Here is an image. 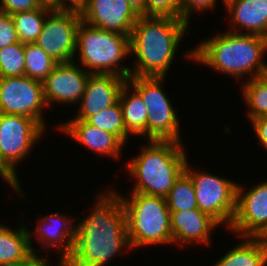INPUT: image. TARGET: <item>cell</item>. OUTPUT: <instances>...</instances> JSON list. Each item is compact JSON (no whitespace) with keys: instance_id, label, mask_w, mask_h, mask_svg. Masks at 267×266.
Returning <instances> with one entry per match:
<instances>
[{"instance_id":"74e56055","label":"cell","mask_w":267,"mask_h":266,"mask_svg":"<svg viewBox=\"0 0 267 266\" xmlns=\"http://www.w3.org/2000/svg\"><path fill=\"white\" fill-rule=\"evenodd\" d=\"M41 7L48 8L50 10H58L57 0H37Z\"/></svg>"},{"instance_id":"5b68a950","label":"cell","mask_w":267,"mask_h":266,"mask_svg":"<svg viewBox=\"0 0 267 266\" xmlns=\"http://www.w3.org/2000/svg\"><path fill=\"white\" fill-rule=\"evenodd\" d=\"M128 55L130 36L80 22L76 34L75 59L79 56L78 65H82L84 70L91 74H114L128 79L131 69L123 67Z\"/></svg>"},{"instance_id":"f1b7e54d","label":"cell","mask_w":267,"mask_h":266,"mask_svg":"<svg viewBox=\"0 0 267 266\" xmlns=\"http://www.w3.org/2000/svg\"><path fill=\"white\" fill-rule=\"evenodd\" d=\"M145 16L182 19V0H145Z\"/></svg>"},{"instance_id":"f546056e","label":"cell","mask_w":267,"mask_h":266,"mask_svg":"<svg viewBox=\"0 0 267 266\" xmlns=\"http://www.w3.org/2000/svg\"><path fill=\"white\" fill-rule=\"evenodd\" d=\"M19 42L11 14L0 11V49Z\"/></svg>"},{"instance_id":"8992f818","label":"cell","mask_w":267,"mask_h":266,"mask_svg":"<svg viewBox=\"0 0 267 266\" xmlns=\"http://www.w3.org/2000/svg\"><path fill=\"white\" fill-rule=\"evenodd\" d=\"M121 202L126 213L127 233L131 249L173 244L170 211L166 198L131 193Z\"/></svg>"},{"instance_id":"484cf974","label":"cell","mask_w":267,"mask_h":266,"mask_svg":"<svg viewBox=\"0 0 267 266\" xmlns=\"http://www.w3.org/2000/svg\"><path fill=\"white\" fill-rule=\"evenodd\" d=\"M166 202L170 212L198 209L192 179L185 171L170 189Z\"/></svg>"},{"instance_id":"30bf717a","label":"cell","mask_w":267,"mask_h":266,"mask_svg":"<svg viewBox=\"0 0 267 266\" xmlns=\"http://www.w3.org/2000/svg\"><path fill=\"white\" fill-rule=\"evenodd\" d=\"M48 108L43 83L30 77H0V113L23 115L36 120L45 130Z\"/></svg>"},{"instance_id":"ba28073f","label":"cell","mask_w":267,"mask_h":266,"mask_svg":"<svg viewBox=\"0 0 267 266\" xmlns=\"http://www.w3.org/2000/svg\"><path fill=\"white\" fill-rule=\"evenodd\" d=\"M189 165L190 162L187 161L185 172L192 179L198 209L229 229L236 209L238 182L213 173L194 170Z\"/></svg>"},{"instance_id":"d6a6232c","label":"cell","mask_w":267,"mask_h":266,"mask_svg":"<svg viewBox=\"0 0 267 266\" xmlns=\"http://www.w3.org/2000/svg\"><path fill=\"white\" fill-rule=\"evenodd\" d=\"M0 177L3 179L8 186L13 190V192H17V195L20 196V198H26L24 196L25 193H23V190L21 188V182L19 181V178L2 162L1 156H0Z\"/></svg>"},{"instance_id":"d6986e66","label":"cell","mask_w":267,"mask_h":266,"mask_svg":"<svg viewBox=\"0 0 267 266\" xmlns=\"http://www.w3.org/2000/svg\"><path fill=\"white\" fill-rule=\"evenodd\" d=\"M222 2L230 19L231 28L227 30L234 33L245 31V34L267 38V0H222Z\"/></svg>"},{"instance_id":"8fae6325","label":"cell","mask_w":267,"mask_h":266,"mask_svg":"<svg viewBox=\"0 0 267 266\" xmlns=\"http://www.w3.org/2000/svg\"><path fill=\"white\" fill-rule=\"evenodd\" d=\"M81 21L80 11L51 10L35 44L58 63L74 61L77 28Z\"/></svg>"},{"instance_id":"4316f807","label":"cell","mask_w":267,"mask_h":266,"mask_svg":"<svg viewBox=\"0 0 267 266\" xmlns=\"http://www.w3.org/2000/svg\"><path fill=\"white\" fill-rule=\"evenodd\" d=\"M89 124L116 135L125 145L131 135L126 131L119 101L86 120Z\"/></svg>"},{"instance_id":"7a4b0ae2","label":"cell","mask_w":267,"mask_h":266,"mask_svg":"<svg viewBox=\"0 0 267 266\" xmlns=\"http://www.w3.org/2000/svg\"><path fill=\"white\" fill-rule=\"evenodd\" d=\"M201 41L184 57L232 76L237 81L242 78L244 82L245 75L252 79L267 74V63L263 57L267 54V38L226 30Z\"/></svg>"},{"instance_id":"44dd1931","label":"cell","mask_w":267,"mask_h":266,"mask_svg":"<svg viewBox=\"0 0 267 266\" xmlns=\"http://www.w3.org/2000/svg\"><path fill=\"white\" fill-rule=\"evenodd\" d=\"M242 239L210 266H266L267 238L242 237Z\"/></svg>"},{"instance_id":"836d02e7","label":"cell","mask_w":267,"mask_h":266,"mask_svg":"<svg viewBox=\"0 0 267 266\" xmlns=\"http://www.w3.org/2000/svg\"><path fill=\"white\" fill-rule=\"evenodd\" d=\"M250 122L259 140V144L267 151V117H257Z\"/></svg>"},{"instance_id":"6da1fadb","label":"cell","mask_w":267,"mask_h":266,"mask_svg":"<svg viewBox=\"0 0 267 266\" xmlns=\"http://www.w3.org/2000/svg\"><path fill=\"white\" fill-rule=\"evenodd\" d=\"M111 189L98 192L91 213L77 222L73 251L65 266H108L121 251H132L121 193Z\"/></svg>"},{"instance_id":"d590c367","label":"cell","mask_w":267,"mask_h":266,"mask_svg":"<svg viewBox=\"0 0 267 266\" xmlns=\"http://www.w3.org/2000/svg\"><path fill=\"white\" fill-rule=\"evenodd\" d=\"M58 10H76L81 11L87 0H57Z\"/></svg>"},{"instance_id":"277c9868","label":"cell","mask_w":267,"mask_h":266,"mask_svg":"<svg viewBox=\"0 0 267 266\" xmlns=\"http://www.w3.org/2000/svg\"><path fill=\"white\" fill-rule=\"evenodd\" d=\"M184 144L176 141L148 140L141 152L126 165L136 181L132 193L166 198L188 161Z\"/></svg>"},{"instance_id":"ffe728a7","label":"cell","mask_w":267,"mask_h":266,"mask_svg":"<svg viewBox=\"0 0 267 266\" xmlns=\"http://www.w3.org/2000/svg\"><path fill=\"white\" fill-rule=\"evenodd\" d=\"M23 220L16 230L0 223V266H14L33 254L29 229Z\"/></svg>"},{"instance_id":"9a60e30c","label":"cell","mask_w":267,"mask_h":266,"mask_svg":"<svg viewBox=\"0 0 267 266\" xmlns=\"http://www.w3.org/2000/svg\"><path fill=\"white\" fill-rule=\"evenodd\" d=\"M80 13L92 27L128 36L139 18L126 0H87Z\"/></svg>"},{"instance_id":"ac0fdd59","label":"cell","mask_w":267,"mask_h":266,"mask_svg":"<svg viewBox=\"0 0 267 266\" xmlns=\"http://www.w3.org/2000/svg\"><path fill=\"white\" fill-rule=\"evenodd\" d=\"M58 126V130L62 131V134L72 137L74 141L91 149L95 154L100 156L102 154V156L112 157V159L122 157L121 152L125 144L110 132L97 128L84 120H68Z\"/></svg>"},{"instance_id":"9c48e42d","label":"cell","mask_w":267,"mask_h":266,"mask_svg":"<svg viewBox=\"0 0 267 266\" xmlns=\"http://www.w3.org/2000/svg\"><path fill=\"white\" fill-rule=\"evenodd\" d=\"M46 132L32 118L0 113L1 160L17 177V165L26 159L34 146L38 144V140L45 137Z\"/></svg>"},{"instance_id":"7c38bea8","label":"cell","mask_w":267,"mask_h":266,"mask_svg":"<svg viewBox=\"0 0 267 266\" xmlns=\"http://www.w3.org/2000/svg\"><path fill=\"white\" fill-rule=\"evenodd\" d=\"M242 237L267 238V180L248 191L237 184L236 209L228 231Z\"/></svg>"},{"instance_id":"3957f363","label":"cell","mask_w":267,"mask_h":266,"mask_svg":"<svg viewBox=\"0 0 267 266\" xmlns=\"http://www.w3.org/2000/svg\"><path fill=\"white\" fill-rule=\"evenodd\" d=\"M188 26L180 18L139 16L130 34L131 76L166 77Z\"/></svg>"},{"instance_id":"52a82bcc","label":"cell","mask_w":267,"mask_h":266,"mask_svg":"<svg viewBox=\"0 0 267 266\" xmlns=\"http://www.w3.org/2000/svg\"><path fill=\"white\" fill-rule=\"evenodd\" d=\"M165 78L130 76L127 82L140 94L148 109V140L184 143L181 139L180 121L171 101L172 98L164 92Z\"/></svg>"},{"instance_id":"4dcf8cb0","label":"cell","mask_w":267,"mask_h":266,"mask_svg":"<svg viewBox=\"0 0 267 266\" xmlns=\"http://www.w3.org/2000/svg\"><path fill=\"white\" fill-rule=\"evenodd\" d=\"M217 0H182V20L189 25L194 11L197 13L212 11Z\"/></svg>"},{"instance_id":"e575fe53","label":"cell","mask_w":267,"mask_h":266,"mask_svg":"<svg viewBox=\"0 0 267 266\" xmlns=\"http://www.w3.org/2000/svg\"><path fill=\"white\" fill-rule=\"evenodd\" d=\"M44 254H32L27 260L24 262L18 263L14 266H53L50 263V260H47V255ZM57 266H65L64 261L59 258Z\"/></svg>"},{"instance_id":"4fadbf2b","label":"cell","mask_w":267,"mask_h":266,"mask_svg":"<svg viewBox=\"0 0 267 266\" xmlns=\"http://www.w3.org/2000/svg\"><path fill=\"white\" fill-rule=\"evenodd\" d=\"M77 64V60L58 63L42 82L48 108H51L53 103L74 106L80 102L91 73Z\"/></svg>"},{"instance_id":"1f68e13d","label":"cell","mask_w":267,"mask_h":266,"mask_svg":"<svg viewBox=\"0 0 267 266\" xmlns=\"http://www.w3.org/2000/svg\"><path fill=\"white\" fill-rule=\"evenodd\" d=\"M0 11L14 14L40 8L37 0H0Z\"/></svg>"},{"instance_id":"7402d4cb","label":"cell","mask_w":267,"mask_h":266,"mask_svg":"<svg viewBox=\"0 0 267 266\" xmlns=\"http://www.w3.org/2000/svg\"><path fill=\"white\" fill-rule=\"evenodd\" d=\"M119 103L126 131L132 136H143L147 139L148 109L140 94L128 82L121 89Z\"/></svg>"},{"instance_id":"603a6c76","label":"cell","mask_w":267,"mask_h":266,"mask_svg":"<svg viewBox=\"0 0 267 266\" xmlns=\"http://www.w3.org/2000/svg\"><path fill=\"white\" fill-rule=\"evenodd\" d=\"M247 117L251 121L257 117H267V74L247 79L241 85Z\"/></svg>"},{"instance_id":"2e32d148","label":"cell","mask_w":267,"mask_h":266,"mask_svg":"<svg viewBox=\"0 0 267 266\" xmlns=\"http://www.w3.org/2000/svg\"><path fill=\"white\" fill-rule=\"evenodd\" d=\"M127 78L114 74H90L85 91L78 103L75 117L69 120H84L90 116L111 107L119 101L122 87Z\"/></svg>"},{"instance_id":"d4e9b609","label":"cell","mask_w":267,"mask_h":266,"mask_svg":"<svg viewBox=\"0 0 267 266\" xmlns=\"http://www.w3.org/2000/svg\"><path fill=\"white\" fill-rule=\"evenodd\" d=\"M25 75L43 82L58 64L42 48L35 43L24 44Z\"/></svg>"},{"instance_id":"5bb4252c","label":"cell","mask_w":267,"mask_h":266,"mask_svg":"<svg viewBox=\"0 0 267 266\" xmlns=\"http://www.w3.org/2000/svg\"><path fill=\"white\" fill-rule=\"evenodd\" d=\"M64 214H61L59 211L55 213H50L39 217L37 227L35 231L29 230L30 245L34 254H44V252L35 249L32 243V237L37 239V242L46 250V254L50 253V248H55L58 253L60 252L59 257L65 262L69 256L72 254L75 234H76V224L77 220L74 217H68ZM32 235V236H31ZM44 245V246H43Z\"/></svg>"},{"instance_id":"83f0119b","label":"cell","mask_w":267,"mask_h":266,"mask_svg":"<svg viewBox=\"0 0 267 266\" xmlns=\"http://www.w3.org/2000/svg\"><path fill=\"white\" fill-rule=\"evenodd\" d=\"M24 75V44L19 41L0 49V77H17Z\"/></svg>"},{"instance_id":"8d00e7d4","label":"cell","mask_w":267,"mask_h":266,"mask_svg":"<svg viewBox=\"0 0 267 266\" xmlns=\"http://www.w3.org/2000/svg\"><path fill=\"white\" fill-rule=\"evenodd\" d=\"M126 1L139 16H145V0H126Z\"/></svg>"},{"instance_id":"e0dca14e","label":"cell","mask_w":267,"mask_h":266,"mask_svg":"<svg viewBox=\"0 0 267 266\" xmlns=\"http://www.w3.org/2000/svg\"><path fill=\"white\" fill-rule=\"evenodd\" d=\"M173 245L199 243L210 246L211 233L219 224L199 209L170 212ZM184 244V245H183Z\"/></svg>"},{"instance_id":"cb8c5ba5","label":"cell","mask_w":267,"mask_h":266,"mask_svg":"<svg viewBox=\"0 0 267 266\" xmlns=\"http://www.w3.org/2000/svg\"><path fill=\"white\" fill-rule=\"evenodd\" d=\"M51 10L40 7L31 11L17 12L11 14L18 39L23 44L35 43L42 31L46 15Z\"/></svg>"}]
</instances>
